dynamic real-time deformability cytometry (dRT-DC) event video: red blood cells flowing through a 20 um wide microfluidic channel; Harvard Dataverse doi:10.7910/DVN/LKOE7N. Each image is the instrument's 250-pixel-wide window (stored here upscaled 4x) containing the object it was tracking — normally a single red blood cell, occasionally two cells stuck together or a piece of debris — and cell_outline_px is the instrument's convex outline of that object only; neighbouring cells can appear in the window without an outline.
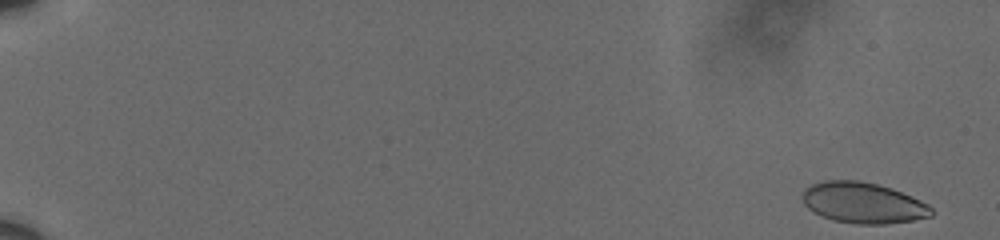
{"species": "human", "species_latin": "Homo sapiens", "temperature_condition": "cold", "stored_images_in_passage": 59, "camera_frame_rate_fps": 3000, "um_per_image_px": 0.085, "donor": {"sex": "male"}, "frame": {"image": 1, "passage_image": 1, "time_ms": 0.0, "image_size_px": [1000, 240], "cell_outline_px": [[932, 216], [912, 220], [888, 224], [856, 224], [832, 220], [808, 208], [804, 204], [804, 188], [812, 184], [824, 180], [860, 180], [892, 188], [920, 200], [928, 204], [932, 208]], "centroid_in_image_um": [73.38, 17.24], "position_along_channel_um": 11.6, "area_um2": 30.58}}
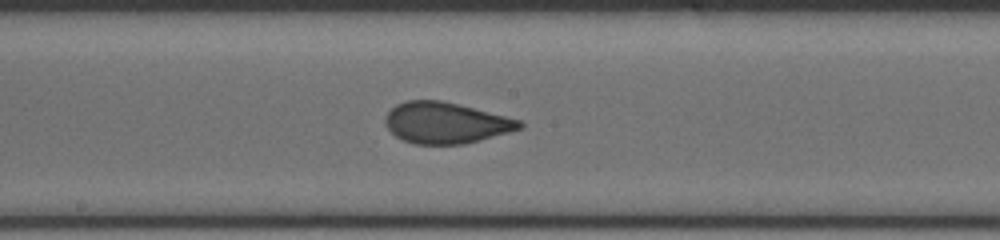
{"frame": {"image": 2, "passage_image": 34, "time_ms": 11.0, "image_size_px": [1000, 240], "cell_outline_px": [[524, 128], [480, 140], [464, 144], [416, 144], [404, 140], [396, 136], [384, 124], [384, 116], [396, 104], [408, 100], [440, 100], [520, 120], [524, 124]], "centroid_in_image_um": [37.87, 10.45], "position_along_channel_um": 210.3, "area_um2": 31.91}}
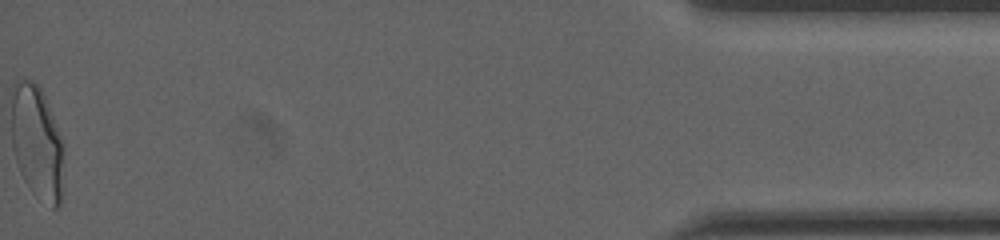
{"frame": {"image": 3, "passage_image": 59, "time_ms": 19.333, "image_size_px": [1000, 240], "cell_outline_px": [[60, 204], [56, 208], [52, 208], [36, 196], [32, 192], [24, 180], [20, 172], [16, 160], [12, 144], [12, 88], [16, 80], [24, 76], [32, 80], [40, 88], [44, 96], [60, 136]], "centroid_in_image_um": [3.06, 12.04], "position_along_channel_um": 432.1, "area_um2": 33.58}}